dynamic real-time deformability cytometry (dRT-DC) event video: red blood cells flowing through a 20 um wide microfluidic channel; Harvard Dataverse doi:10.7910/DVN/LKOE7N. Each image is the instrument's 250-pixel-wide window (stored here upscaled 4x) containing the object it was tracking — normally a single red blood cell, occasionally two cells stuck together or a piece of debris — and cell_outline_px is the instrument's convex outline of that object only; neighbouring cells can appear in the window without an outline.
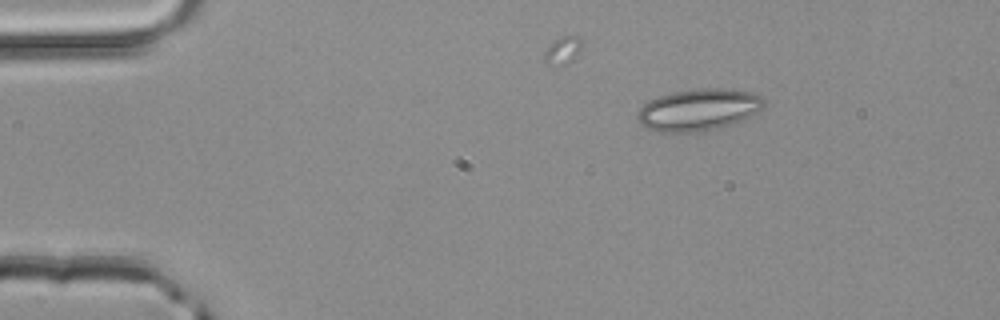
{"species": "common noctule bat (a hibernating species)", "species_latin": "Nyctalus noctula", "temperature_condition": "room temperature", "stored_images_in_passage": 43, "camera_frame_rate_fps": 3000, "um_per_image_px": 0.085, "animal": {"sex": "male", "body_mass_g": 20.4}, "frame": {"image": 1, "passage_image": 1, "time_ms": 0.0, "image_size_px": [1000, 320], "cell_outline_px": [[764, 108], [732, 124], [696, 132], [660, 132], [644, 128], [636, 120], [636, 116], [640, 108], [648, 100], [672, 92], [696, 88], [732, 88], [752, 92], [764, 96]], "centroid_in_image_um": [59.36, 9.31], "position_along_channel_um": 25.6, "area_um2": 31.1}}
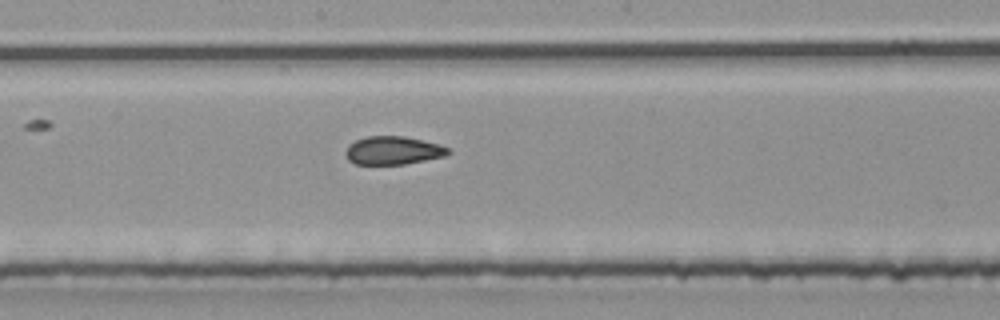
{"frame": {"image": 2, "passage_image": 20, "time_ms": 6.333, "image_size_px": [1000, 320], "cell_outline_px": [[452, 152], [444, 156], [404, 164], [356, 164], [348, 160], [344, 152], [348, 144], [356, 140], [368, 136], [404, 136], [440, 144], [448, 148]], "centroid_in_image_um": [33.39, 12.78], "position_along_channel_um": 214.8, "area_um2": 16.88}}
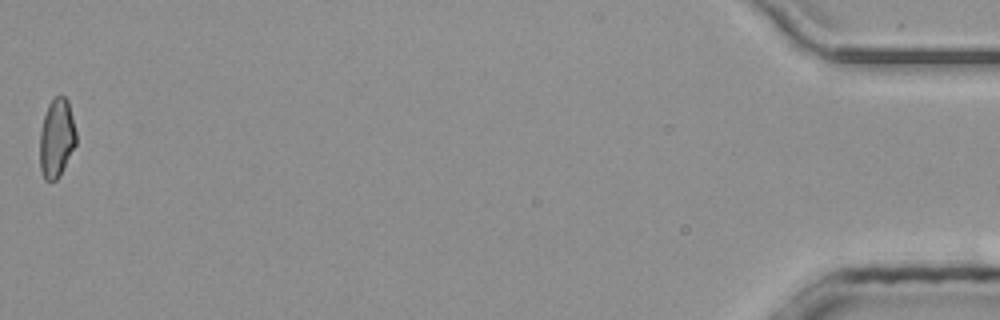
{"frame": {"image": 3, "passage_image": 43, "time_ms": 14.0, "image_size_px": [1000, 320], "cell_outline_px": [[76, 144], [60, 176], [56, 180], [44, 180], [40, 172], [40, 132], [44, 116], [48, 104], [56, 96], [64, 96], [68, 100], [76, 132]], "centroid_in_image_um": [4.81, 11.76], "position_along_channel_um": 430.4, "area_um2": 16.7}, "authors_computed_cell_mechanics": {"area_um2": 17.2822, "velocity_mm_per_s": 4.1435, "shape_relaxation_time_tau1_ms": 9.9817, "shape_relaxation_time_tau2_ms": 1.4053, "deformation_change_tau1": 0.165, "deformation_change_tau2": 0.0804}}